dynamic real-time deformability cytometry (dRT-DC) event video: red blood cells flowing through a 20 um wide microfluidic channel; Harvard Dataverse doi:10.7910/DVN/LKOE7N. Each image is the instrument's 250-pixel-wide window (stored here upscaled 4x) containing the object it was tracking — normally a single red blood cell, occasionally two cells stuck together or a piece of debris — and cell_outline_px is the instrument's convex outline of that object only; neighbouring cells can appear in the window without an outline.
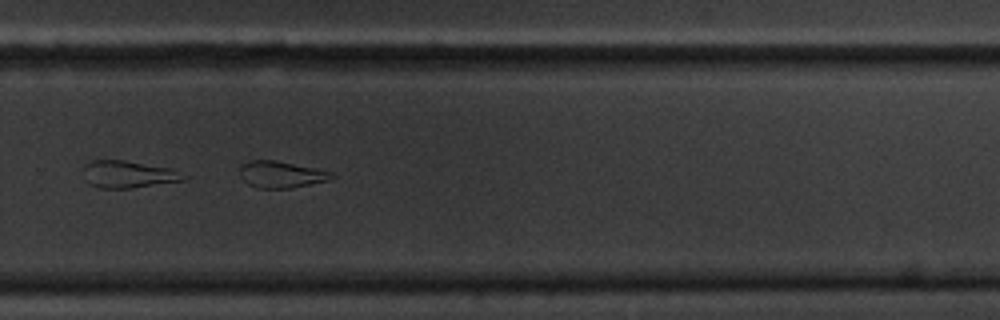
{"species": "common noctule bat (a hibernating species)", "species_latin": "Nyctalus noctula", "temperature_condition": "cold", "stored_images_in_passage": 58, "camera_frame_rate_fps": 3000, "um_per_image_px": 0.085, "animal": {"sex": "male", "body_mass_g": 20.1, "forearm_length_mm": 53.5}, "frame": {"image": 1, "passage_image": 40, "time_ms": 13.0, "image_size_px": [1000, 320], "cell_outline_px": [[336, 176], [332, 180], [292, 188], [256, 188], [248, 184], [240, 176], [240, 164], [248, 160], [276, 160], [316, 168], [332, 172]], "centroid_in_image_um": [23.92, 14.83], "position_along_channel_um": 305.9, "area_um2": 14.57}}
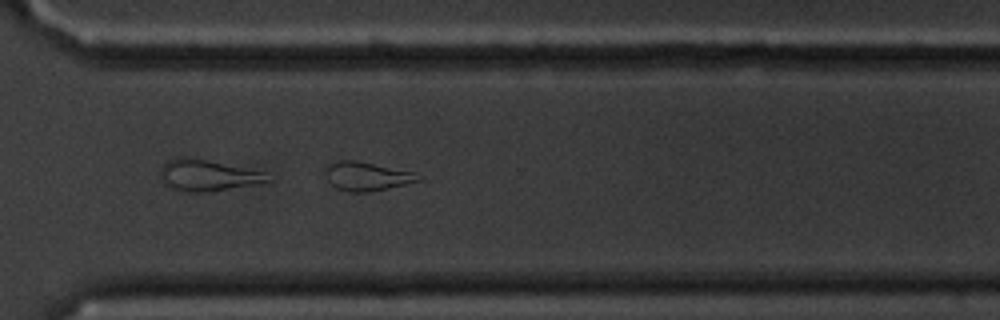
{"frame": {"image": 2, "passage_image": 43, "time_ms": 14.0, "image_size_px": [1000, 320], "cell_outline_px": [[424, 180], [388, 188], [368, 192], [348, 192], [336, 188], [328, 180], [324, 172], [324, 164], [340, 160], [356, 160], [412, 172], [424, 176]], "centroid_in_image_um": [31.16, 14.98], "position_along_channel_um": 339.4, "area_um2": 15.78}}